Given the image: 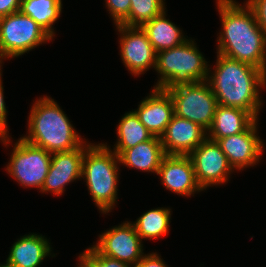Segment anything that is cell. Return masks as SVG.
Instances as JSON below:
<instances>
[{
	"mask_svg": "<svg viewBox=\"0 0 266 267\" xmlns=\"http://www.w3.org/2000/svg\"><path fill=\"white\" fill-rule=\"evenodd\" d=\"M257 119L248 111L218 104L207 138L222 139L247 130Z\"/></svg>",
	"mask_w": 266,
	"mask_h": 267,
	"instance_id": "ac0fdd59",
	"label": "cell"
},
{
	"mask_svg": "<svg viewBox=\"0 0 266 267\" xmlns=\"http://www.w3.org/2000/svg\"><path fill=\"white\" fill-rule=\"evenodd\" d=\"M118 141L114 153L119 156L125 149L135 147L139 143L150 140L153 135L140 122L134 111L126 113L117 126Z\"/></svg>",
	"mask_w": 266,
	"mask_h": 267,
	"instance_id": "44dd1931",
	"label": "cell"
},
{
	"mask_svg": "<svg viewBox=\"0 0 266 267\" xmlns=\"http://www.w3.org/2000/svg\"><path fill=\"white\" fill-rule=\"evenodd\" d=\"M119 156L106 144H88L82 160L81 178L87 181L89 193L102 213H109L117 202ZM84 176V177H83Z\"/></svg>",
	"mask_w": 266,
	"mask_h": 267,
	"instance_id": "277c9868",
	"label": "cell"
},
{
	"mask_svg": "<svg viewBox=\"0 0 266 267\" xmlns=\"http://www.w3.org/2000/svg\"><path fill=\"white\" fill-rule=\"evenodd\" d=\"M120 38L122 61L133 75H141L150 67L155 68L156 51L140 26L116 25Z\"/></svg>",
	"mask_w": 266,
	"mask_h": 267,
	"instance_id": "8fae6325",
	"label": "cell"
},
{
	"mask_svg": "<svg viewBox=\"0 0 266 267\" xmlns=\"http://www.w3.org/2000/svg\"><path fill=\"white\" fill-rule=\"evenodd\" d=\"M166 156L160 137L139 143L135 147L125 149L120 155V163L138 170L158 173L163 158Z\"/></svg>",
	"mask_w": 266,
	"mask_h": 267,
	"instance_id": "d6986e66",
	"label": "cell"
},
{
	"mask_svg": "<svg viewBox=\"0 0 266 267\" xmlns=\"http://www.w3.org/2000/svg\"><path fill=\"white\" fill-rule=\"evenodd\" d=\"M246 3L252 8L258 25L266 35V0H247Z\"/></svg>",
	"mask_w": 266,
	"mask_h": 267,
	"instance_id": "83f0119b",
	"label": "cell"
},
{
	"mask_svg": "<svg viewBox=\"0 0 266 267\" xmlns=\"http://www.w3.org/2000/svg\"><path fill=\"white\" fill-rule=\"evenodd\" d=\"M222 21L217 54L250 64L266 73V35L257 23L255 13L246 3L217 0Z\"/></svg>",
	"mask_w": 266,
	"mask_h": 267,
	"instance_id": "6da1fadb",
	"label": "cell"
},
{
	"mask_svg": "<svg viewBox=\"0 0 266 267\" xmlns=\"http://www.w3.org/2000/svg\"><path fill=\"white\" fill-rule=\"evenodd\" d=\"M171 209L156 208L143 213L132 223L141 240L155 239L168 233Z\"/></svg>",
	"mask_w": 266,
	"mask_h": 267,
	"instance_id": "603a6c76",
	"label": "cell"
},
{
	"mask_svg": "<svg viewBox=\"0 0 266 267\" xmlns=\"http://www.w3.org/2000/svg\"><path fill=\"white\" fill-rule=\"evenodd\" d=\"M257 123L256 120L242 133L222 139H211L220 145L221 151L226 155L234 170L254 166L261 160L264 144L257 135Z\"/></svg>",
	"mask_w": 266,
	"mask_h": 267,
	"instance_id": "7c38bea8",
	"label": "cell"
},
{
	"mask_svg": "<svg viewBox=\"0 0 266 267\" xmlns=\"http://www.w3.org/2000/svg\"><path fill=\"white\" fill-rule=\"evenodd\" d=\"M207 138V131L199 124L173 115L160 136L166 155H189Z\"/></svg>",
	"mask_w": 266,
	"mask_h": 267,
	"instance_id": "5bb4252c",
	"label": "cell"
},
{
	"mask_svg": "<svg viewBox=\"0 0 266 267\" xmlns=\"http://www.w3.org/2000/svg\"><path fill=\"white\" fill-rule=\"evenodd\" d=\"M79 264V266L78 267H85L81 262L80 263H78Z\"/></svg>",
	"mask_w": 266,
	"mask_h": 267,
	"instance_id": "1f68e13d",
	"label": "cell"
},
{
	"mask_svg": "<svg viewBox=\"0 0 266 267\" xmlns=\"http://www.w3.org/2000/svg\"><path fill=\"white\" fill-rule=\"evenodd\" d=\"M21 0H0V18L20 10Z\"/></svg>",
	"mask_w": 266,
	"mask_h": 267,
	"instance_id": "f546056e",
	"label": "cell"
},
{
	"mask_svg": "<svg viewBox=\"0 0 266 267\" xmlns=\"http://www.w3.org/2000/svg\"><path fill=\"white\" fill-rule=\"evenodd\" d=\"M0 267H9V266H7L5 264H0Z\"/></svg>",
	"mask_w": 266,
	"mask_h": 267,
	"instance_id": "4dcf8cb0",
	"label": "cell"
},
{
	"mask_svg": "<svg viewBox=\"0 0 266 267\" xmlns=\"http://www.w3.org/2000/svg\"><path fill=\"white\" fill-rule=\"evenodd\" d=\"M28 118L29 133L21 138L51 154L71 151L84 143L64 111L48 96L35 101Z\"/></svg>",
	"mask_w": 266,
	"mask_h": 267,
	"instance_id": "3957f363",
	"label": "cell"
},
{
	"mask_svg": "<svg viewBox=\"0 0 266 267\" xmlns=\"http://www.w3.org/2000/svg\"><path fill=\"white\" fill-rule=\"evenodd\" d=\"M85 267H134L117 259L101 255L94 247L87 248L79 256Z\"/></svg>",
	"mask_w": 266,
	"mask_h": 267,
	"instance_id": "d4e9b609",
	"label": "cell"
},
{
	"mask_svg": "<svg viewBox=\"0 0 266 267\" xmlns=\"http://www.w3.org/2000/svg\"><path fill=\"white\" fill-rule=\"evenodd\" d=\"M188 156L193 163L197 182L203 190L229 180L233 168L217 141L206 138Z\"/></svg>",
	"mask_w": 266,
	"mask_h": 267,
	"instance_id": "9c48e42d",
	"label": "cell"
},
{
	"mask_svg": "<svg viewBox=\"0 0 266 267\" xmlns=\"http://www.w3.org/2000/svg\"><path fill=\"white\" fill-rule=\"evenodd\" d=\"M52 154L43 148L26 142L23 138L15 143L6 170L18 184L40 189L51 163Z\"/></svg>",
	"mask_w": 266,
	"mask_h": 267,
	"instance_id": "ba28073f",
	"label": "cell"
},
{
	"mask_svg": "<svg viewBox=\"0 0 266 267\" xmlns=\"http://www.w3.org/2000/svg\"><path fill=\"white\" fill-rule=\"evenodd\" d=\"M141 27L146 32L156 53L171 49L188 40L175 24L166 19L165 10L159 16L145 22Z\"/></svg>",
	"mask_w": 266,
	"mask_h": 267,
	"instance_id": "ffe728a7",
	"label": "cell"
},
{
	"mask_svg": "<svg viewBox=\"0 0 266 267\" xmlns=\"http://www.w3.org/2000/svg\"><path fill=\"white\" fill-rule=\"evenodd\" d=\"M87 150L84 143L71 151L52 153L48 174L40 192H52L54 195H62L65 185L81 179L82 160Z\"/></svg>",
	"mask_w": 266,
	"mask_h": 267,
	"instance_id": "4fadbf2b",
	"label": "cell"
},
{
	"mask_svg": "<svg viewBox=\"0 0 266 267\" xmlns=\"http://www.w3.org/2000/svg\"><path fill=\"white\" fill-rule=\"evenodd\" d=\"M61 10V0H21L19 11L30 16L53 38L52 25L60 17Z\"/></svg>",
	"mask_w": 266,
	"mask_h": 267,
	"instance_id": "7402d4cb",
	"label": "cell"
},
{
	"mask_svg": "<svg viewBox=\"0 0 266 267\" xmlns=\"http://www.w3.org/2000/svg\"><path fill=\"white\" fill-rule=\"evenodd\" d=\"M130 0H106L107 9L114 24L122 25L129 17Z\"/></svg>",
	"mask_w": 266,
	"mask_h": 267,
	"instance_id": "484cf974",
	"label": "cell"
},
{
	"mask_svg": "<svg viewBox=\"0 0 266 267\" xmlns=\"http://www.w3.org/2000/svg\"><path fill=\"white\" fill-rule=\"evenodd\" d=\"M208 62L197 49L194 40L156 53L155 70L160 78L154 88L167 89L175 84L200 82L209 76Z\"/></svg>",
	"mask_w": 266,
	"mask_h": 267,
	"instance_id": "5b68a950",
	"label": "cell"
},
{
	"mask_svg": "<svg viewBox=\"0 0 266 267\" xmlns=\"http://www.w3.org/2000/svg\"><path fill=\"white\" fill-rule=\"evenodd\" d=\"M1 65H0V138L1 141L5 144V146L10 143L9 135L8 133V127H7V109L4 101V95H3V86H2V80H1Z\"/></svg>",
	"mask_w": 266,
	"mask_h": 267,
	"instance_id": "4316f807",
	"label": "cell"
},
{
	"mask_svg": "<svg viewBox=\"0 0 266 267\" xmlns=\"http://www.w3.org/2000/svg\"><path fill=\"white\" fill-rule=\"evenodd\" d=\"M134 267H168L156 253L144 254Z\"/></svg>",
	"mask_w": 266,
	"mask_h": 267,
	"instance_id": "f1b7e54d",
	"label": "cell"
},
{
	"mask_svg": "<svg viewBox=\"0 0 266 267\" xmlns=\"http://www.w3.org/2000/svg\"><path fill=\"white\" fill-rule=\"evenodd\" d=\"M214 70L207 81L218 104L244 109L257 119L262 105L259 88L266 85V73L221 54H217Z\"/></svg>",
	"mask_w": 266,
	"mask_h": 267,
	"instance_id": "7a4b0ae2",
	"label": "cell"
},
{
	"mask_svg": "<svg viewBox=\"0 0 266 267\" xmlns=\"http://www.w3.org/2000/svg\"><path fill=\"white\" fill-rule=\"evenodd\" d=\"M128 19L125 26H142L145 22L159 16L166 8L163 0H130Z\"/></svg>",
	"mask_w": 266,
	"mask_h": 267,
	"instance_id": "cb8c5ba5",
	"label": "cell"
},
{
	"mask_svg": "<svg viewBox=\"0 0 266 267\" xmlns=\"http://www.w3.org/2000/svg\"><path fill=\"white\" fill-rule=\"evenodd\" d=\"M134 112L153 136L160 137L174 115V104L165 89L154 88Z\"/></svg>",
	"mask_w": 266,
	"mask_h": 267,
	"instance_id": "2e32d148",
	"label": "cell"
},
{
	"mask_svg": "<svg viewBox=\"0 0 266 267\" xmlns=\"http://www.w3.org/2000/svg\"><path fill=\"white\" fill-rule=\"evenodd\" d=\"M45 236L31 233L16 241L9 252L5 265L9 267H38L51 255L50 243Z\"/></svg>",
	"mask_w": 266,
	"mask_h": 267,
	"instance_id": "e0dca14e",
	"label": "cell"
},
{
	"mask_svg": "<svg viewBox=\"0 0 266 267\" xmlns=\"http://www.w3.org/2000/svg\"><path fill=\"white\" fill-rule=\"evenodd\" d=\"M157 175L166 189L179 195L186 197L203 191L197 182L193 163L188 155H166Z\"/></svg>",
	"mask_w": 266,
	"mask_h": 267,
	"instance_id": "9a60e30c",
	"label": "cell"
},
{
	"mask_svg": "<svg viewBox=\"0 0 266 267\" xmlns=\"http://www.w3.org/2000/svg\"><path fill=\"white\" fill-rule=\"evenodd\" d=\"M93 247L101 254L135 266L143 257L142 240L132 222L105 231Z\"/></svg>",
	"mask_w": 266,
	"mask_h": 267,
	"instance_id": "30bf717a",
	"label": "cell"
},
{
	"mask_svg": "<svg viewBox=\"0 0 266 267\" xmlns=\"http://www.w3.org/2000/svg\"><path fill=\"white\" fill-rule=\"evenodd\" d=\"M53 38L30 16L20 11L0 18V65L2 60L23 55ZM5 58V59H4Z\"/></svg>",
	"mask_w": 266,
	"mask_h": 267,
	"instance_id": "52a82bcc",
	"label": "cell"
},
{
	"mask_svg": "<svg viewBox=\"0 0 266 267\" xmlns=\"http://www.w3.org/2000/svg\"><path fill=\"white\" fill-rule=\"evenodd\" d=\"M174 104V114L199 124L206 131L211 127L217 99L207 80L179 83L165 89Z\"/></svg>",
	"mask_w": 266,
	"mask_h": 267,
	"instance_id": "8992f818",
	"label": "cell"
}]
</instances>
